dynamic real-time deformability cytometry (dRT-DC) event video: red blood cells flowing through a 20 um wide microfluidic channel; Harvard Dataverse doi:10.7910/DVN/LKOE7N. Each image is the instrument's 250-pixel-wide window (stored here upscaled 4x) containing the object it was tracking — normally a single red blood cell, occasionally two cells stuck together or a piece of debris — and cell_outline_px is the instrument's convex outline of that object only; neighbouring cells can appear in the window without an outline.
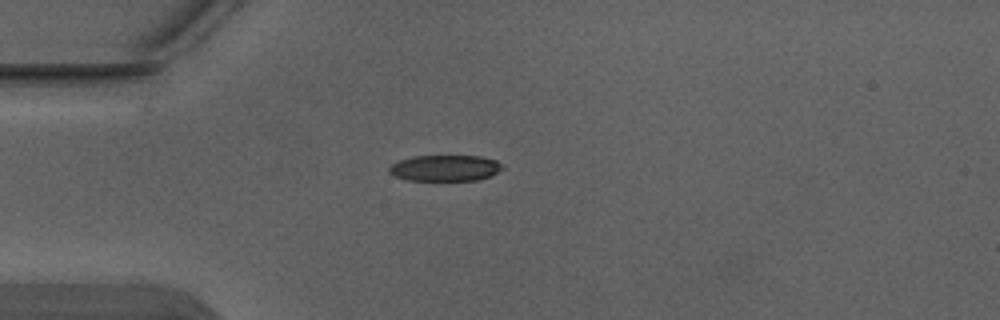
{"species": "Egyptian fruit bat (a non-hibernating species)", "species_latin": "Rousettus aegyptiacus", "temperature_condition": "warm", "stored_images_in_passage": 2, "camera_frame_rate_fps": 3000, "um_per_image_px": 0.085, "animal": {"sex": "male"}, "frame": {"image": 1, "passage_image": 1, "time_ms": 0.0, "image_size_px": [1000, 320], "cell_outline_px": [[504, 168], [492, 176], [476, 180], [408, 180], [396, 176], [388, 172], [388, 168], [392, 164], [400, 160], [416, 156], [480, 156], [496, 160], [504, 164]], "centroid_in_image_um": [37.88, 14.28], "position_along_channel_um": 47.1, "area_um2": 17.22}}